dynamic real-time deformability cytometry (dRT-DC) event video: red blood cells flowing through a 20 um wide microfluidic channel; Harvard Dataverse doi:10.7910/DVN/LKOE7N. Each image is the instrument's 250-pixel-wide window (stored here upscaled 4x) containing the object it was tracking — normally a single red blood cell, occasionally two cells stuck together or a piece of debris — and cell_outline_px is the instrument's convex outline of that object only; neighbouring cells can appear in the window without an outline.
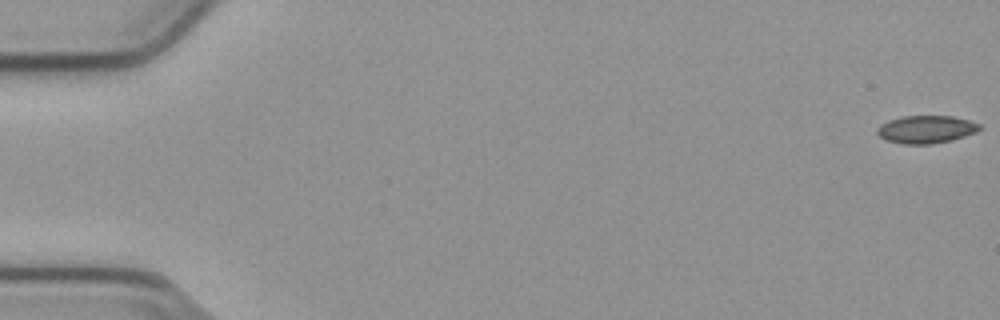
{"species": "common noctule bat (a hibernating species)", "species_latin": "Nyctalus noctula", "temperature_condition": "cold", "stored_images_in_passage": 55, "camera_frame_rate_fps": 3000, "um_per_image_px": 0.085, "animal": {"sex": "male", "body_mass_g": 23.1, "forearm_length_mm": 52.7}, "frame": {"image": 1, "passage_image": 1, "time_ms": 0.0, "image_size_px": [1000, 320], "cell_outline_px": [[984, 128], [976, 132], [952, 140], [932, 144], [900, 144], [884, 140], [876, 132], [876, 128], [880, 124], [888, 120], [904, 116], [952, 116], [968, 120], [980, 124]], "centroid_in_image_um": [78.7, 11.0], "position_along_channel_um": 6.3, "area_um2": 16.76}}
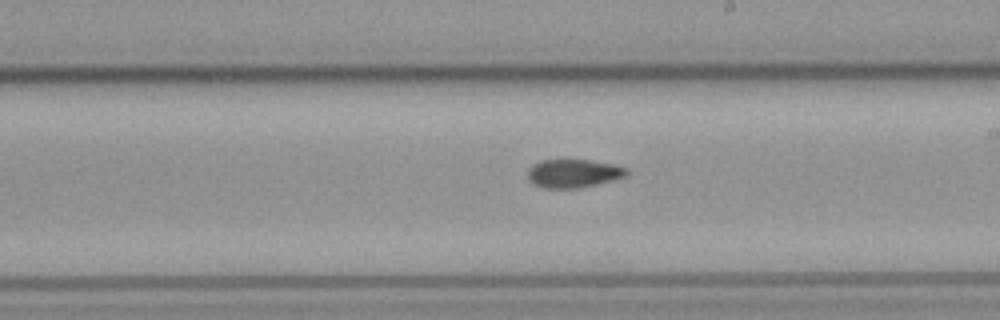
{"frame": {"image": 2, "passage_image": 32, "time_ms": 10.333, "image_size_px": [1000, 320], "cell_outline_px": [[628, 172], [624, 176], [612, 180], [580, 188], [540, 188], [532, 184], [528, 180], [528, 168], [532, 164], [540, 160], [588, 160], [612, 164], [628, 168]], "centroid_in_image_um": [48.67, 14.74], "position_along_channel_um": 240.3, "area_um2": 16.42}}
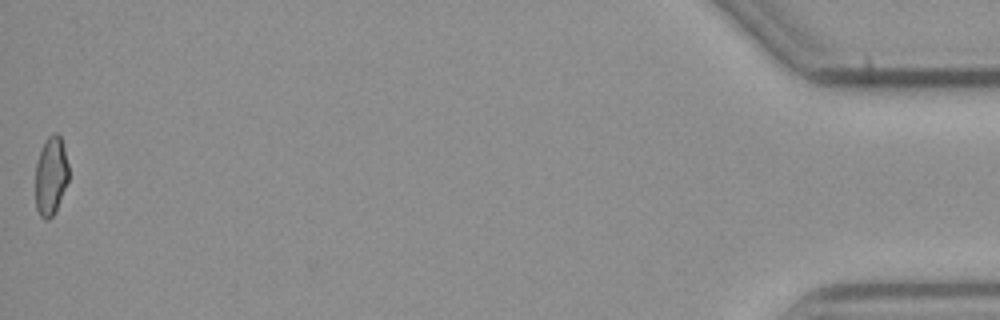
{"frame": {"image": 3, "passage_image": 55, "time_ms": 18.0, "image_size_px": [1000, 320], "cell_outline_px": [[68, 180], [56, 208], [52, 216], [48, 220], [44, 220], [40, 216], [36, 208], [36, 164], [40, 152], [48, 136], [56, 132], [60, 136], [64, 148], [68, 164]], "centroid_in_image_um": [4.32, 14.95], "position_along_channel_um": 430.9, "area_um2": 14.91}, "authors_computed_cell_mechanics": {"area_um2": 16.762, "velocity_mm_per_s": 3.8039, "shape_relaxation_time_tau1_ms": null, "shape_relaxation_time_tau2_ms": 7.5538, "deformation_change_tau1": null, "deformation_change_tau2": 0.1379}}